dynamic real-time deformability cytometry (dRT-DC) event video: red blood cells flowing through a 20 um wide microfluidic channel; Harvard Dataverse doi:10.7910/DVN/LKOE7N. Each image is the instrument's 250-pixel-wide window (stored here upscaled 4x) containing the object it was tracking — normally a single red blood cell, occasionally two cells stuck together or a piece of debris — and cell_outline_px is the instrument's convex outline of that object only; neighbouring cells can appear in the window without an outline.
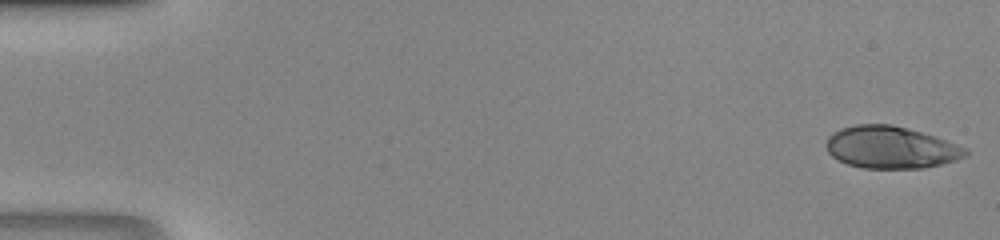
{"species": "human", "species_latin": "Homo sapiens", "temperature_condition": "room temperature", "stored_images_in_passage": 46, "camera_frame_rate_fps": 3000, "um_per_image_px": 0.085, "donor": {"sex": "male"}, "frame": {"image": 1, "passage_image": 1, "time_ms": 0.0, "image_size_px": [1000, 240], "cell_outline_px": [[968, 156], [956, 160], [924, 168], [864, 168], [848, 164], [836, 160], [828, 152], [824, 144], [828, 136], [832, 132], [840, 128], [856, 124], [892, 124], [936, 136], [968, 148]], "centroid_in_image_um": [75.71, 12.52], "position_along_channel_um": 9.3, "area_um2": 34.56}}
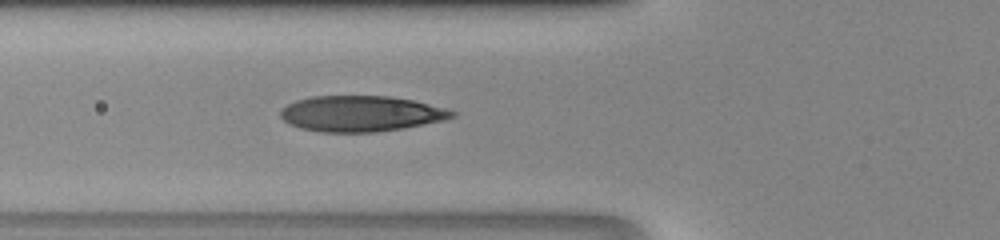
{"frame": {"image": 2, "passage_image": 18, "time_ms": 5.667, "image_size_px": [1000, 240], "cell_outline_px": [[456, 116], [444, 120], [404, 128], [376, 132], [320, 132], [300, 128], [288, 124], [280, 116], [280, 108], [296, 100], [312, 96], [388, 96], [412, 100], [444, 108], [456, 112]], "centroid_in_image_um": [30.64, 9.66], "position_along_channel_um": 95.2, "area_um2": 35.78}}
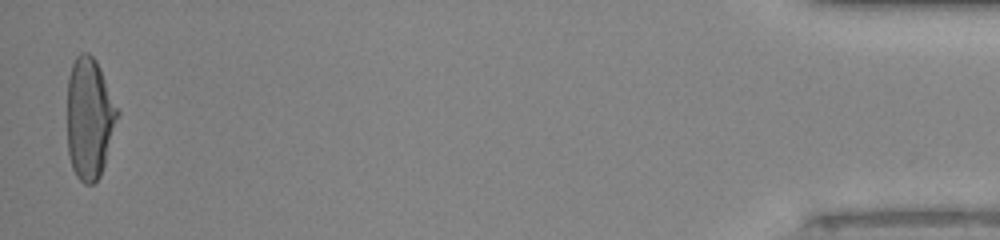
{"frame": {"image": 3, "passage_image": 46, "time_ms": 15.0, "image_size_px": [1000, 240], "cell_outline_px": [[120, 112], [104, 164], [100, 176], [92, 184], [84, 184], [76, 176], [72, 168], [68, 152], [68, 76], [72, 64], [76, 56], [80, 52], [88, 52], [96, 60], [100, 68]], "centroid_in_image_um": [7.6, 10.04], "position_along_channel_um": 427.6, "area_um2": 35.49}}